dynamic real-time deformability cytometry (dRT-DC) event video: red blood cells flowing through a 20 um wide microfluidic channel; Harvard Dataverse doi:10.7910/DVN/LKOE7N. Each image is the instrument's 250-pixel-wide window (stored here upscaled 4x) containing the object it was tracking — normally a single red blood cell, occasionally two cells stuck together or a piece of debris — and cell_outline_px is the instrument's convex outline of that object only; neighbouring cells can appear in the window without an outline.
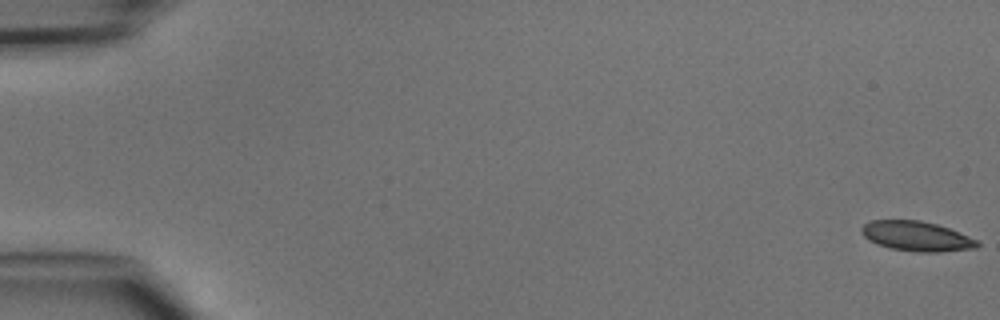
{"species": "common noctule bat (a hibernating species)", "species_latin": "Nyctalus noctula", "temperature_condition": "cold", "stored_images_in_passage": 16, "camera_frame_rate_fps": 3000, "um_per_image_px": 0.085, "animal": {"sex": "male", "body_mass_g": 15.6}, "frame": {"image": 1, "passage_image": 1, "time_ms": 0.0, "image_size_px": [1000, 320], "cell_outline_px": [[980, 244], [976, 248], [940, 252], [916, 252], [892, 248], [876, 244], [868, 240], [860, 232], [860, 228], [868, 220], [920, 220], [936, 224], [948, 228], [980, 240]], "centroid_in_image_um": [77.9, 20.07], "position_along_channel_um": 7.1, "area_um2": 20.29}}
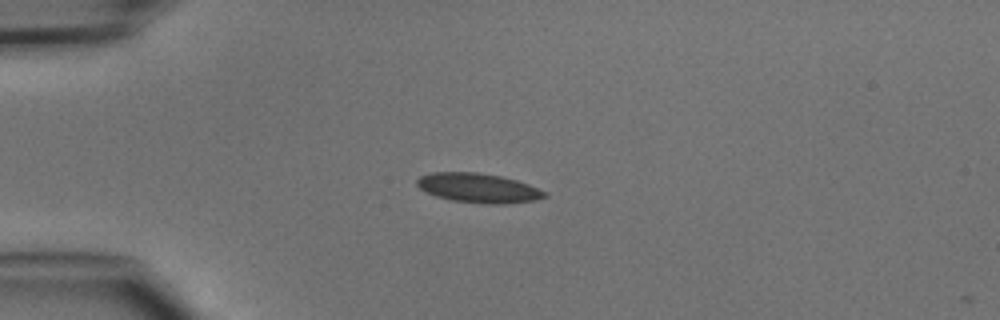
{"frame": {"image": 2, "passage_image": 13, "time_ms": 4.0, "image_size_px": [1000, 320], "cell_outline_px": [[548, 196], [536, 200], [504, 204], [488, 204], [452, 200], [436, 196], [420, 188], [416, 184], [416, 180], [420, 176], [432, 172], [476, 172], [500, 176], [516, 180], [528, 184], [548, 192]], "centroid_in_image_um": [40.69, 15.98], "position_along_channel_um": 44.3, "area_um2": 21.85}}